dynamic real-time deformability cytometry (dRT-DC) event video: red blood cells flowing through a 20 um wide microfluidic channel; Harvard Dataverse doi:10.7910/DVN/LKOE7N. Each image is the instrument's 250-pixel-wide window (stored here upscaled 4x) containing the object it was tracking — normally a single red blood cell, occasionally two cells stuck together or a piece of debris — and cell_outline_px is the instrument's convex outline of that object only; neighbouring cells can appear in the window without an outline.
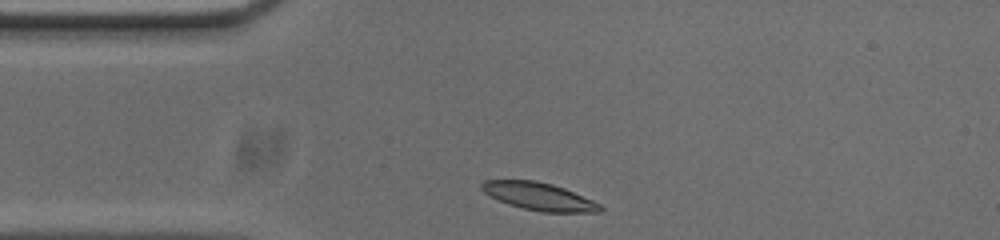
{"species": "common noctule bat (a hibernating species)", "species_latin": "Nyctalus noctula", "temperature_condition": "cold", "stored_images_in_passage": 32, "camera_frame_rate_fps": 3000, "um_per_image_px": 0.085, "animal": {"sex": "male", "body_mass_g": 20.0, "forearm_length_mm": 53.3}, "frame": {"image": 1, "passage_image": 1, "time_ms": 0.0, "image_size_px": [1000, 240], "cell_outline_px": [[604, 208], [600, 212], [544, 212], [524, 208], [508, 204], [484, 192], [480, 188], [480, 184], [484, 180], [536, 180], [552, 184], [564, 188], [592, 200], [600, 204]], "centroid_in_image_um": [45.82, 16.69], "position_along_channel_um": 39.2, "area_um2": 18.9}}
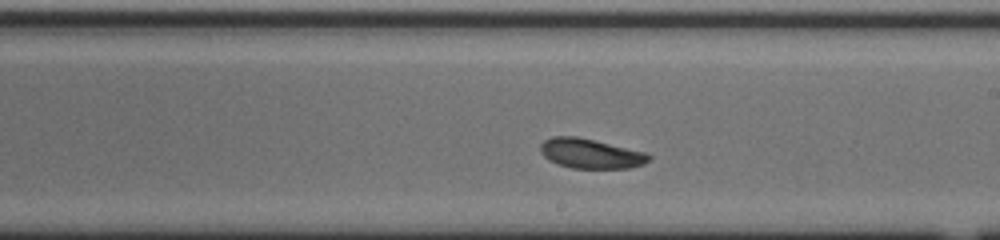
{"frame": {"image": 2, "passage_image": 19, "time_ms": 6.0, "image_size_px": [1000, 240], "cell_outline_px": [[652, 160], [644, 164], [628, 168], [572, 168], [556, 164], [548, 160], [540, 152], [540, 144], [544, 140], [552, 136], [576, 136], [648, 152], [652, 156]], "centroid_in_image_um": [50.22, 13.05], "position_along_channel_um": 238.8, "area_um2": 19.07}}
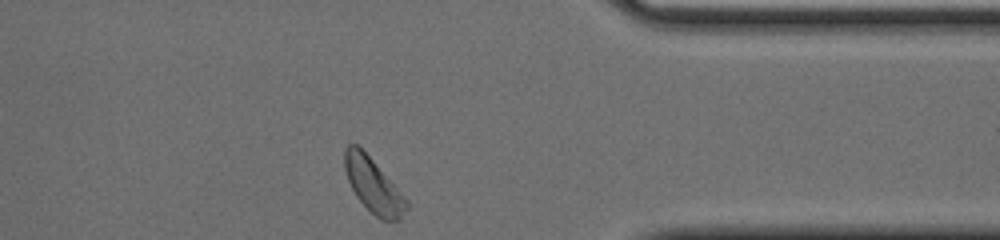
{"frame": {"image": 3, "passage_image": 32, "time_ms": 10.333, "image_size_px": [1000, 240], "cell_outline_px": [[408, 208], [400, 220], [380, 220], [356, 196], [348, 180], [344, 168], [344, 148], [348, 144], [356, 144], [372, 160], [408, 200]], "centroid_in_image_um": [31.73, 15.77], "position_along_channel_um": 379.7, "area_um2": 19.19}, "authors_computed_cell_mechanics": {"area_um2": 18.6983, "velocity_mm_per_s": 3.6402, "shape_relaxation_time_tau1_ms": 2.8777, "shape_relaxation_time_tau2_ms": null, "deformation_change_tau1": 0.0978, "deformation_change_tau2": null}}